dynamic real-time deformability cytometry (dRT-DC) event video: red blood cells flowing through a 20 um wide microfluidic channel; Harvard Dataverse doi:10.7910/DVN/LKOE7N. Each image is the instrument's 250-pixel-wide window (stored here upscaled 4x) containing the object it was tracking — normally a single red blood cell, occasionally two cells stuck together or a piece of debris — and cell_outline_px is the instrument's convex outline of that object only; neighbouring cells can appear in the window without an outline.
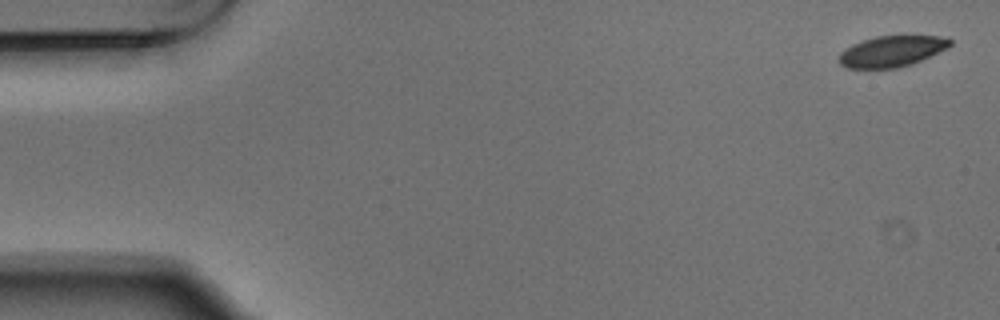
{"species": "Egyptian fruit bat (a non-hibernating species)", "species_latin": "Rousettus aegyptiacus", "temperature_condition": "warm", "stored_images_in_passage": 5, "camera_frame_rate_fps": 3000, "um_per_image_px": 0.085, "animal": {"sex": "male"}, "frame": {"image": 1, "passage_image": 1, "time_ms": 0.0, "image_size_px": [1000, 320], "cell_outline_px": [[952, 44], [948, 48], [912, 64], [896, 68], [848, 68], [840, 64], [836, 60], [840, 52], [852, 44], [876, 36], [940, 36], [952, 40]], "centroid_in_image_um": [75.78, 4.36], "position_along_channel_um": 9.2, "area_um2": 20.06}}
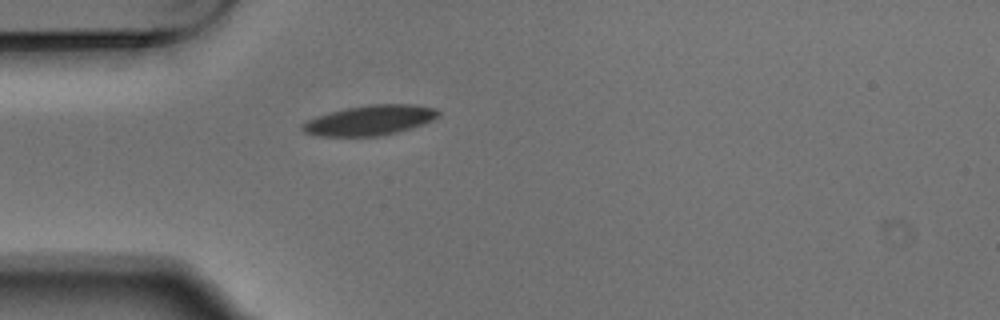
{"frame": {"image": 2, "passage_image": 5, "time_ms": 1.333, "image_size_px": [1000, 320], "cell_outline_px": [[440, 116], [432, 120], [396, 132], [376, 136], [320, 136], [304, 132], [300, 128], [300, 124], [316, 116], [348, 108], [368, 104], [412, 104], [436, 108], [440, 112]], "centroid_in_image_um": [31.42, 10.21], "position_along_channel_um": 53.6, "area_um2": 23.52}}